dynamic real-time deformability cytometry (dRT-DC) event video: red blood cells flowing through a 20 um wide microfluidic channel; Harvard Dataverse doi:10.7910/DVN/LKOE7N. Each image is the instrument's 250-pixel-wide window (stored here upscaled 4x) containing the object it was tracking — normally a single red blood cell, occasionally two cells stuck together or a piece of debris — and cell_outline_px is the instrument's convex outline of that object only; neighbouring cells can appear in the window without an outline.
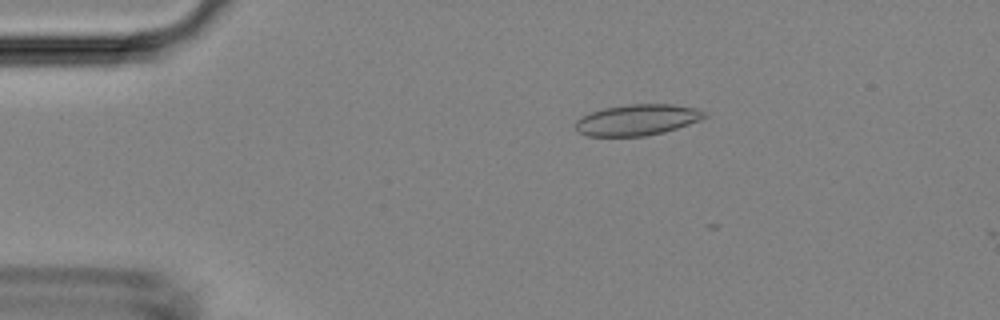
{"species": "Egyptian fruit bat (a non-hibernating species)", "species_latin": "Rousettus aegyptiacus", "temperature_condition": "room temperature", "stored_images_in_passage": 3, "camera_frame_rate_fps": 3000, "um_per_image_px": 0.085, "animal": {"sex": "female"}, "frame": {"image": 1, "passage_image": 2, "time_ms": 2.0, "image_size_px": [1000, 320], "cell_outline_px": [[708, 116], [700, 120], [664, 132], [644, 136], [588, 136], [576, 132], [576, 120], [580, 116], [604, 108], [628, 104], [672, 104], [696, 108], [708, 112]], "centroid_in_image_um": [54.17, 10.18], "position_along_channel_um": 30.8, "area_um2": 23.41}}